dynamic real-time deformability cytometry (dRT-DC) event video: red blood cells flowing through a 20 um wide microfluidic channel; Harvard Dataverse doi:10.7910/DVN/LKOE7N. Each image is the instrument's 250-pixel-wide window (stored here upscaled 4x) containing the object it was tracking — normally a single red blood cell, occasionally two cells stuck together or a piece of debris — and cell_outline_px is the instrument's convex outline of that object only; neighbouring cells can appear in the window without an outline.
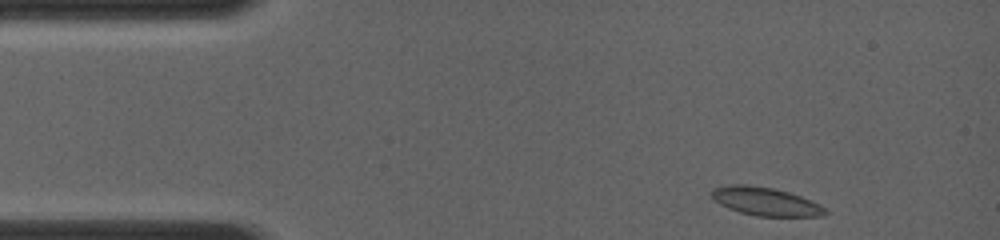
{"species": "common noctule bat (a hibernating species)", "species_latin": "Nyctalus noctula", "temperature_condition": "room temperature", "stored_images_in_passage": 7, "camera_frame_rate_fps": 4000, "um_per_image_px": 0.085, "animal": {"sex": "female", "body_mass_g": 19.0, "forearm_length_mm": 56.7}, "frame": {"image": 1, "passage_image": 1, "time_ms": 0.0, "image_size_px": [1000, 240], "cell_outline_px": [[828, 212], [824, 216], [756, 216], [740, 212], [728, 208], [712, 200], [712, 188], [732, 184], [748, 184], [772, 188], [788, 192], [800, 196], [824, 208]], "centroid_in_image_um": [65.01, 17.12], "position_along_channel_um": 20.0, "area_um2": 18.55}}
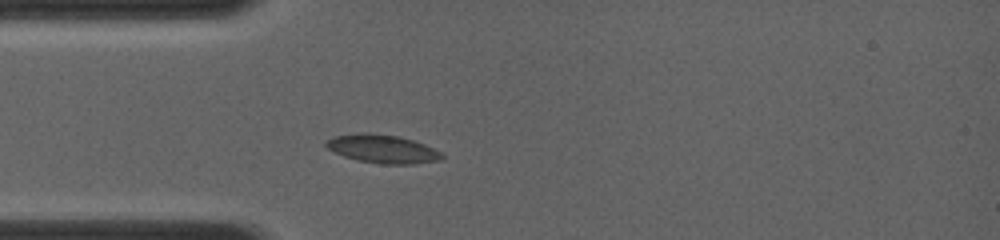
{"frame": {"image": 2, "passage_image": 7, "time_ms": 2.25, "image_size_px": [1000, 240], "cell_outline_px": [[444, 160], [412, 164], [384, 164], [356, 160], [344, 156], [328, 148], [324, 144], [332, 136], [364, 132], [368, 132], [396, 136], [412, 140], [424, 144], [440, 152], [444, 156]], "centroid_in_image_um": [32.52, 12.66], "position_along_channel_um": 52.5, "area_um2": 19.07}}